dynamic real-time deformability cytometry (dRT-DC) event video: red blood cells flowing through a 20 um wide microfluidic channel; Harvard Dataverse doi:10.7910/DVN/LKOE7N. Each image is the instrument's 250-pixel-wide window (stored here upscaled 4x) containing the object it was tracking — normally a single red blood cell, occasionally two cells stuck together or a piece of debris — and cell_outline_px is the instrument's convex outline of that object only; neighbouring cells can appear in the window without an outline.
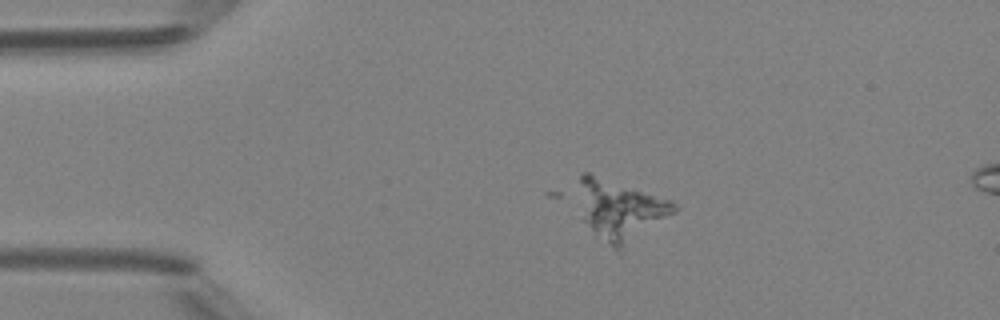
{"species": "Egyptian fruit bat (a non-hibernating species)", "species_latin": "Rousettus aegyptiacus", "temperature_condition": "room temperature", "stored_images_in_passage": 3, "camera_frame_rate_fps": 3000, "um_per_image_px": 0.085, "animal": {"sex": "female"}, "frame": {"image": 1, "passage_image": 1, "time_ms": 0.0, "image_size_px": [1000, 320], "cell_outline_px": [[680, 208], [676, 212], [620, 256], [596, 236], [584, 220], [580, 180], [580, 176], [584, 172], [588, 172], [672, 200]], "centroid_in_image_um": [52.84, 17.97], "position_along_channel_um": 32.2, "area_um2": 34.28}}